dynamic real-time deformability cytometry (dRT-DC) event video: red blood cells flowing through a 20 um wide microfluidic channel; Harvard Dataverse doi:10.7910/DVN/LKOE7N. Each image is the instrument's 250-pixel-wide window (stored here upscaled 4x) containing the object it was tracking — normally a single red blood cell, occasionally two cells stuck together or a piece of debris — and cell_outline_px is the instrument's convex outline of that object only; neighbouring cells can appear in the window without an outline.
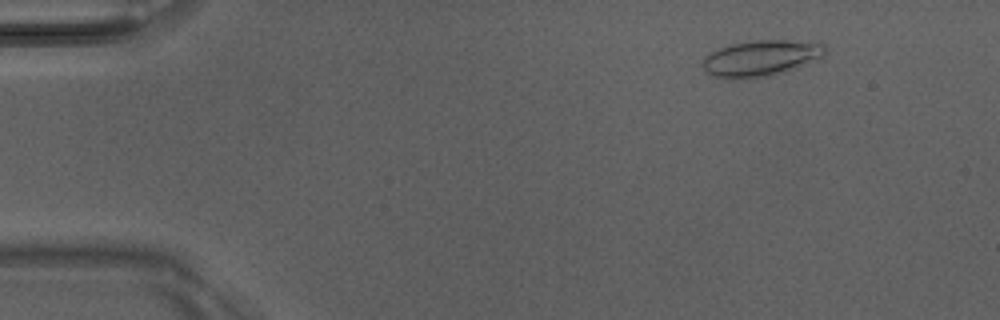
{"species": "Egyptian fruit bat (a non-hibernating species)", "species_latin": "Rousettus aegyptiacus", "temperature_condition": "room temperature", "stored_images_in_passage": 8, "camera_frame_rate_fps": 3000, "um_per_image_px": 0.085, "animal": {"sex": "male"}, "frame": {"image": 1, "passage_image": 2, "time_ms": 0.333, "image_size_px": [1000, 320], "cell_outline_px": [[828, 52], [820, 56], [780, 72], [768, 76], [736, 80], [728, 80], [712, 76], [704, 68], [704, 56], [720, 48], [732, 44], [752, 40], [784, 40], [824, 44]], "centroid_in_image_um": [64.58, 4.95], "position_along_channel_um": 20.4, "area_um2": 25.03}}